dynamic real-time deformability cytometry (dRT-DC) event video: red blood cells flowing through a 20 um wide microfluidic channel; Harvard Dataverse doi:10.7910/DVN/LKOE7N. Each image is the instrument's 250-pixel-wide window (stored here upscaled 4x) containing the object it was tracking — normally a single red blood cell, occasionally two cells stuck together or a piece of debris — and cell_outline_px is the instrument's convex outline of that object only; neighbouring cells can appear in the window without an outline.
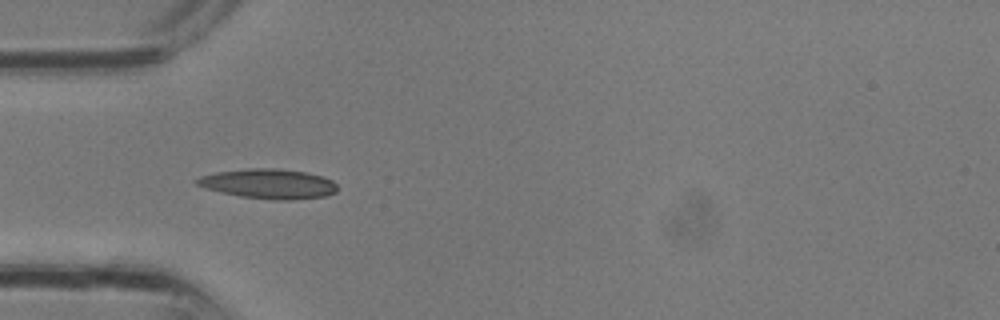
{"species": "common noctule bat (a hibernating species)", "species_latin": "Nyctalus noctula", "temperature_condition": "room temperature", "stored_images_in_passage": 4, "camera_frame_rate_fps": 3000, "um_per_image_px": 0.085, "animal": {"sex": "male", "body_mass_g": 13.3}, "frame": {"image": 1, "passage_image": 4, "time_ms": 1.0, "image_size_px": [1000, 320], "cell_outline_px": [[336, 192], [324, 196], [292, 200], [272, 200], [240, 196], [220, 192], [204, 188], [196, 184], [192, 180], [200, 176], [216, 172], [248, 168], [276, 168], [304, 172], [324, 176], [332, 180], [336, 184]], "centroid_in_image_um": [22.79, 15.62], "position_along_channel_um": 62.2, "area_um2": 24.51}}